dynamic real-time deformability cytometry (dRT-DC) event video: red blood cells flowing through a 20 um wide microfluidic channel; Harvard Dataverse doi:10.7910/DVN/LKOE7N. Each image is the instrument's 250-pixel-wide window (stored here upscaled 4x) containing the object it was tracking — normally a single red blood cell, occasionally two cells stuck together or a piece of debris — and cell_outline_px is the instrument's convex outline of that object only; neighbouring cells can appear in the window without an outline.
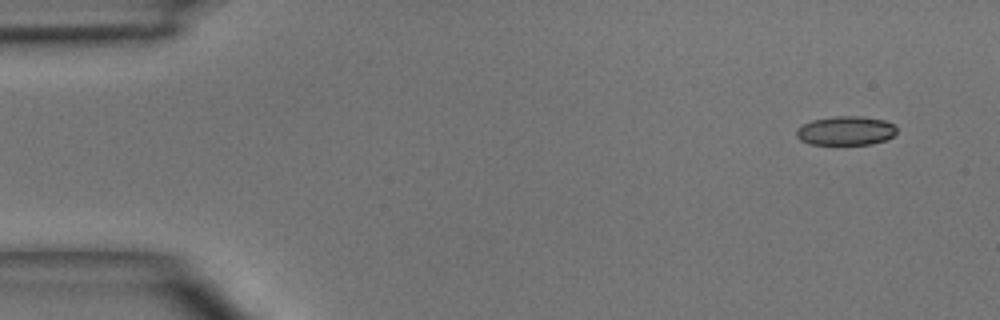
{"species": "common noctule bat (a hibernating species)", "species_latin": "Nyctalus noctula", "temperature_condition": "room temperature", "stored_images_in_passage": 7, "camera_frame_rate_fps": 3000, "um_per_image_px": 0.085, "animal": {"sex": "male", "body_mass_g": 15.6}, "frame": {"image": 1, "passage_image": 1, "time_ms": 0.0, "image_size_px": [1000, 320], "cell_outline_px": [[896, 132], [892, 136], [884, 140], [872, 144], [812, 144], [800, 140], [796, 136], [796, 128], [812, 120], [832, 116], [864, 116], [884, 120], [892, 124], [896, 128]], "centroid_in_image_um": [71.87, 11.1], "position_along_channel_um": 13.1, "area_um2": 16.94}}
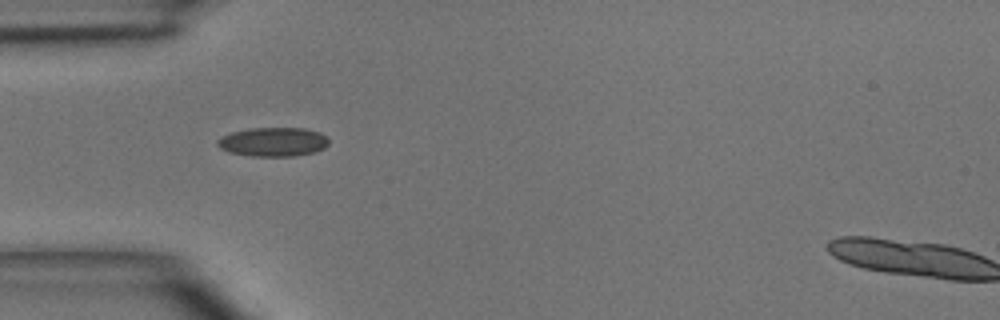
{"frame": {"image": 2, "passage_image": 4, "time_ms": 3.667, "image_size_px": [1000, 320], "cell_outline_px": [[328, 144], [324, 148], [312, 152], [292, 156], [252, 156], [228, 152], [220, 148], [216, 144], [216, 140], [232, 132], [248, 128], [304, 128], [320, 132], [328, 140]], "centroid_in_image_um": [23.19, 12.05], "position_along_channel_um": 61.8, "area_um2": 18.73}}
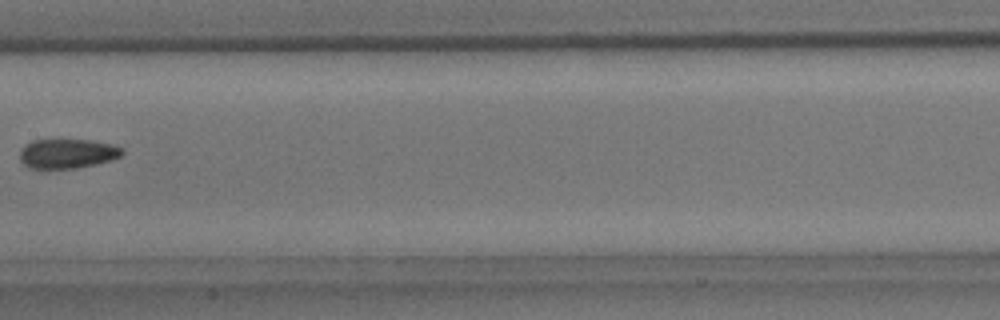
{"frame": {"image": 3, "passage_image": 7, "time_ms": 7.0, "image_size_px": [1000, 320], "cell_outline_px": [[124, 152], [120, 156], [108, 160], [76, 168], [28, 168], [20, 160], [20, 148], [32, 140], [88, 140], [112, 144], [124, 148]], "centroid_in_image_um": [5.69, 13.04], "position_along_channel_um": 201.7, "area_um2": 17.4}}